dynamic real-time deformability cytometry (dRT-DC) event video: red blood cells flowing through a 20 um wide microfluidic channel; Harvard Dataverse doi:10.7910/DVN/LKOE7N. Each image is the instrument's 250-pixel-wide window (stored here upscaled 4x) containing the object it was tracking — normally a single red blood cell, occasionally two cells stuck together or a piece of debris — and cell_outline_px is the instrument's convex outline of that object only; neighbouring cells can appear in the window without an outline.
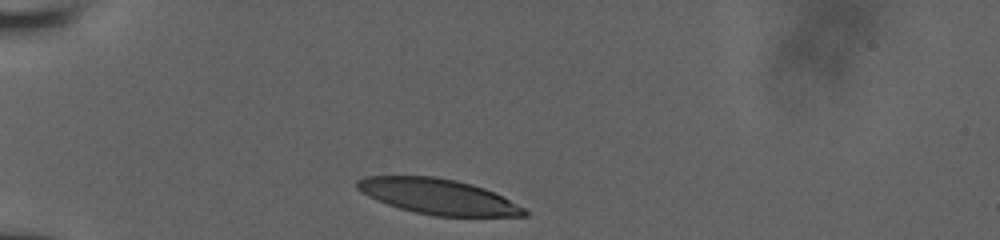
{"species": "human", "species_latin": "Homo sapiens", "temperature_condition": "room temperature", "stored_images_in_passage": 2, "camera_frame_rate_fps": 3000, "um_per_image_px": 0.085, "donor": {"sex": "male"}, "frame": {"image": 1, "passage_image": 1, "time_ms": 0.0, "image_size_px": [1000, 240], "cell_outline_px": [[528, 216], [436, 216], [416, 212], [400, 208], [376, 200], [360, 192], [356, 188], [356, 180], [364, 176], [436, 176], [456, 180], [472, 184], [484, 188], [524, 208], [528, 212]], "centroid_in_image_um": [37.18, 16.69], "position_along_channel_um": 47.8, "area_um2": 34.28}}